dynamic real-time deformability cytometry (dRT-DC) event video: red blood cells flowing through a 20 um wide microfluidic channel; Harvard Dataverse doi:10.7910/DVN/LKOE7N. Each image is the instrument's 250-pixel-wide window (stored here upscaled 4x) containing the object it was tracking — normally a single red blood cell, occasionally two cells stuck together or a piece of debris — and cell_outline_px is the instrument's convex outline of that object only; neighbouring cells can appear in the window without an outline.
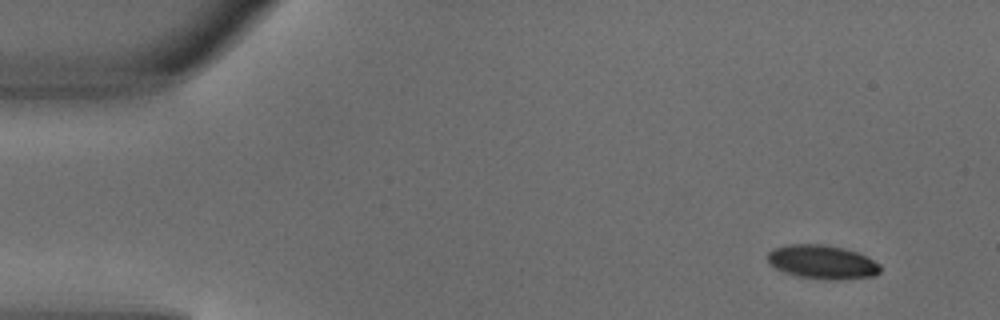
{"species": "common noctule bat (a hibernating species)", "species_latin": "Nyctalus noctula", "temperature_condition": "warm", "stored_images_in_passage": 4, "camera_frame_rate_fps": 3000, "um_per_image_px": 0.085, "animal": {"sex": "male", "body_mass_g": 18.8}, "frame": {"image": 1, "passage_image": 4, "time_ms": 1.0, "image_size_px": [1000, 320], "cell_outline_px": [[880, 272], [876, 276], [840, 280], [828, 280], [796, 276], [784, 272], [776, 268], [768, 260], [768, 252], [776, 248], [788, 244], [824, 244], [844, 248], [856, 252], [880, 264]], "centroid_in_image_um": [69.91, 22.28], "position_along_channel_um": 15.1, "area_um2": 22.2}}